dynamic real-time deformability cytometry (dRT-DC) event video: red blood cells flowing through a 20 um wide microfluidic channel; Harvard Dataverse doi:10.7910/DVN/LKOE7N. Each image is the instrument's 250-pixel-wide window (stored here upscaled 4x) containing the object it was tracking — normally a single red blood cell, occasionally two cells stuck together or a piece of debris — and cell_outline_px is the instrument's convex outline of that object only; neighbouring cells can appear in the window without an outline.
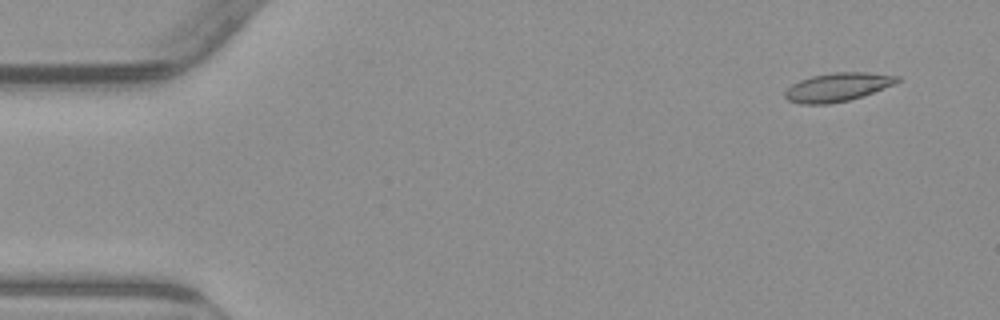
{"species": "common noctule bat (a hibernating species)", "species_latin": "Nyctalus noctula", "temperature_condition": "warm", "stored_images_in_passage": 13, "camera_frame_rate_fps": 3000, "um_per_image_px": 0.085, "animal": {"sex": "male", "body_mass_g": 23.1, "forearm_length_mm": 52.7}, "frame": {"image": 1, "passage_image": 4, "time_ms": 1.0, "image_size_px": [1000, 320], "cell_outline_px": [[900, 80], [892, 84], [864, 96], [848, 100], [828, 104], [800, 104], [788, 100], [784, 96], [784, 92], [792, 84], [800, 80], [812, 76], [832, 72], [868, 72], [900, 76]], "centroid_in_image_um": [71.17, 7.4], "position_along_channel_um": 13.8, "area_um2": 18.61}}